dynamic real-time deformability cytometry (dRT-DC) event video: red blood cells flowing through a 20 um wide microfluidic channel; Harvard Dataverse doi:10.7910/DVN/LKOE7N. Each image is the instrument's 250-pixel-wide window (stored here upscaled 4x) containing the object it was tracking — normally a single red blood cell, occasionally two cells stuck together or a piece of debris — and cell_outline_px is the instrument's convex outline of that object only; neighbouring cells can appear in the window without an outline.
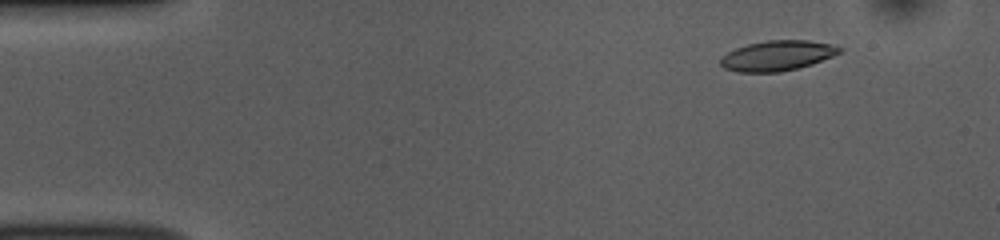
{"species": "common noctule bat (a hibernating species)", "species_latin": "Nyctalus noctula", "temperature_condition": "room temperature", "stored_images_in_passage": 52, "camera_frame_rate_fps": 3000, "um_per_image_px": 0.085, "animal": {"sex": "female", "body_mass_g": 10.0, "forearm_length_mm": 53.1}, "frame": {"image": 1, "passage_image": 6, "time_ms": 1.667, "image_size_px": [1000, 240], "cell_outline_px": [[844, 48], [840, 52], [832, 56], [812, 64], [780, 72], [736, 72], [724, 68], [720, 64], [720, 56], [736, 48], [748, 44], [768, 40], [808, 40], [828, 44]], "centroid_in_image_um": [66.03, 4.73], "position_along_channel_um": 19.0, "area_um2": 20.81}}
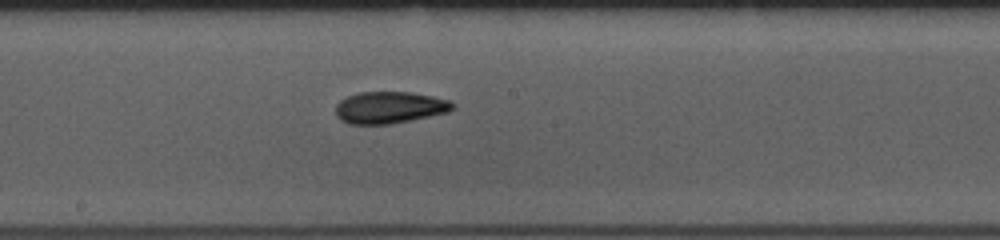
{"frame": {"image": 2, "passage_image": 28, "time_ms": 9.0, "image_size_px": [1000, 240], "cell_outline_px": [[456, 108], [448, 112], [392, 124], [348, 124], [340, 120], [336, 116], [336, 104], [340, 100], [348, 96], [360, 92], [412, 92], [432, 96], [448, 100], [456, 104]], "centroid_in_image_um": [33.12, 9.14], "position_along_channel_um": 215.1, "area_um2": 21.85}}
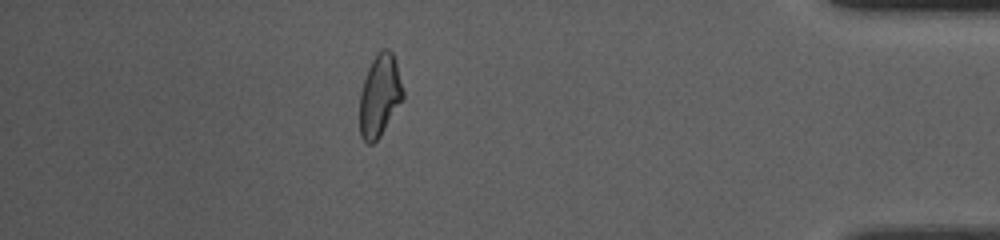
{"frame": {"image": 3, "passage_image": 46, "time_ms": 15.0, "image_size_px": [1000, 240], "cell_outline_px": [[404, 96], [380, 136], [372, 144], [368, 144], [360, 136], [360, 92], [368, 68], [372, 60], [384, 48], [388, 48], [392, 52], [396, 60], [404, 92]], "centroid_in_image_um": [32.27, 8.12], "position_along_channel_um": 402.9, "area_um2": 20.46}, "authors_computed_cell_mechanics": {"area_um2": 21.0681, "velocity_mm_per_s": 3.8588, "shape_relaxation_time_tau1_ms": null, "shape_relaxation_time_tau2_ms": 4.5368, "deformation_change_tau1": null, "deformation_change_tau2": 0.1169}}